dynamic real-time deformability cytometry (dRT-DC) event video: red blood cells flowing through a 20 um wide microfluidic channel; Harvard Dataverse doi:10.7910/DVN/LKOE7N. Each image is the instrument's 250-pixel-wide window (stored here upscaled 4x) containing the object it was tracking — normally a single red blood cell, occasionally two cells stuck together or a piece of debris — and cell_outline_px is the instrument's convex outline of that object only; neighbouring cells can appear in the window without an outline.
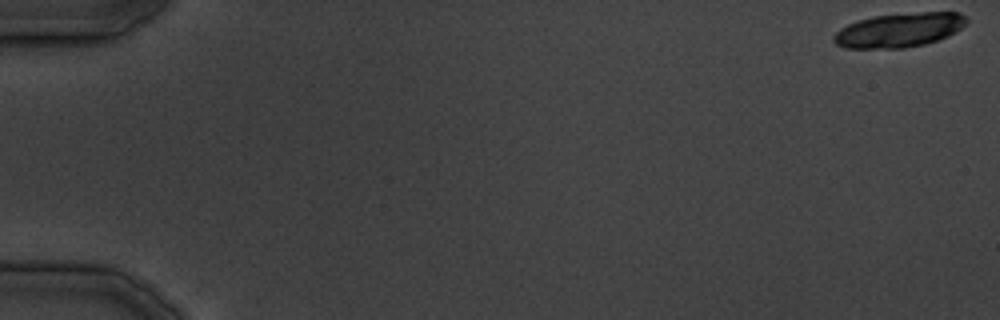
{"species": "common noctule bat (a hibernating species)", "species_latin": "Nyctalus noctula", "temperature_condition": "cold", "stored_images_in_passage": 36, "camera_frame_rate_fps": 3000, "um_per_image_px": 0.085, "animal": {"sex": "male", "body_mass_g": 19.5, "forearm_length_mm": 54.6}, "frame": {"image": 1, "passage_image": 1, "time_ms": 0.0, "image_size_px": [1000, 320], "cell_outline_px": [[968, 20], [960, 28], [948, 36], [924, 44], [904, 48], [844, 48], [836, 44], [832, 40], [832, 36], [840, 28], [848, 24], [872, 16], [920, 12], [960, 12]], "centroid_in_image_um": [76.39, 2.56], "position_along_channel_um": 8.6, "area_um2": 26.36}}
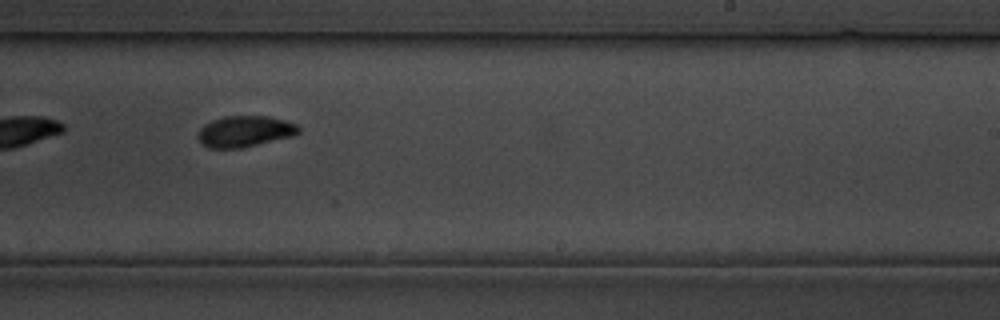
{"frame": {"image": 2, "passage_image": 25, "time_ms": 29.333, "image_size_px": [1000, 320], "cell_outline_px": [[300, 132], [292, 136], [240, 148], [208, 148], [200, 144], [196, 136], [200, 128], [204, 124], [212, 120], [224, 116], [268, 116], [284, 120], [296, 124], [300, 128]], "centroid_in_image_um": [20.76, 11.17], "position_along_channel_um": 268.2, "area_um2": 18.32}}